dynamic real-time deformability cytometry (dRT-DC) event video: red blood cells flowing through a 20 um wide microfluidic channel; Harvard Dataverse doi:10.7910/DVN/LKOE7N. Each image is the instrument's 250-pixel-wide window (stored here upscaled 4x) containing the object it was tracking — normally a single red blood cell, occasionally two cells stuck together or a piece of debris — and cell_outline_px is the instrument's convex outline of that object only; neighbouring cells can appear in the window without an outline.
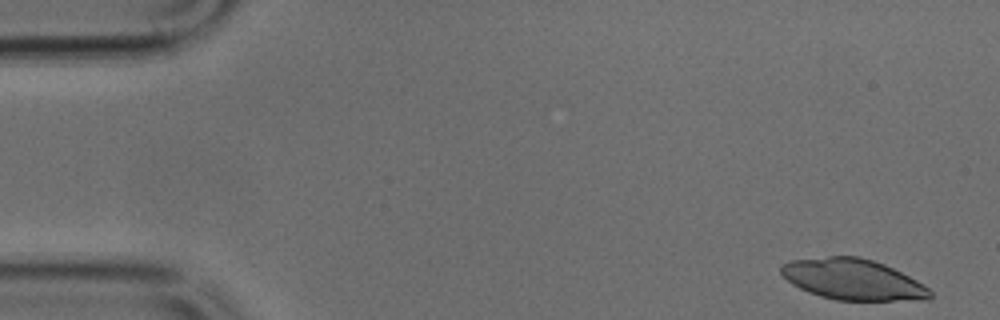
{"species": "common noctule bat (a hibernating species)", "species_latin": "Nyctalus noctula", "temperature_condition": "cold", "stored_images_in_passage": 48, "camera_frame_rate_fps": 3000, "um_per_image_px": 0.085, "animal": {"sex": "male", "body_mass_g": 17.9, "forearm_length_mm": 54.2}, "frame": {"image": 1, "passage_image": 1, "time_ms": 0.0, "image_size_px": [1000, 320], "cell_outline_px": [[932, 296], [928, 300], [836, 300], [820, 296], [808, 292], [792, 284], [780, 272], [780, 264], [792, 260], [828, 256], [860, 256], [884, 264], [916, 280], [928, 288], [932, 292]], "centroid_in_image_um": [72.48, 23.75], "position_along_channel_um": 12.5, "area_um2": 35.37}}